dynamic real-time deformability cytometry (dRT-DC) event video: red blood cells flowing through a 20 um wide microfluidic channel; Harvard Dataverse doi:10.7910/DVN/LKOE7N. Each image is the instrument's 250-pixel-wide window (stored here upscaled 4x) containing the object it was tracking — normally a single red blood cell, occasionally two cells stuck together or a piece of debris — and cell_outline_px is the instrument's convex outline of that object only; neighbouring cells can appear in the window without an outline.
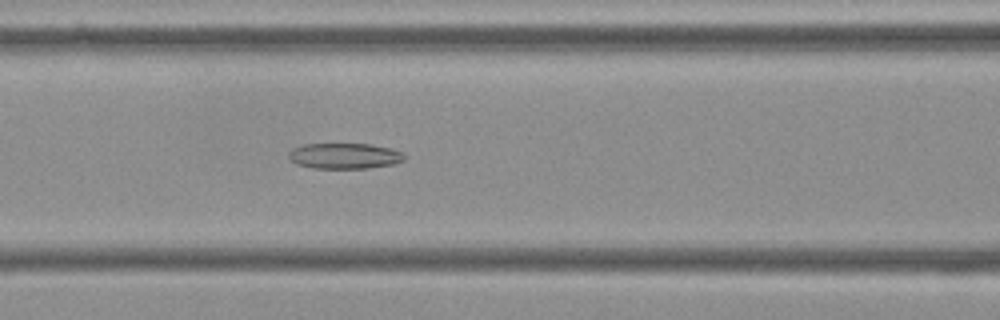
{"species": "Egyptian fruit bat (a non-hibernating species)", "species_latin": "Rousettus aegyptiacus", "temperature_condition": "cold", "stored_images_in_passage": 41, "camera_frame_rate_fps": 3000, "um_per_image_px": 0.085, "frame": {"image": 1, "passage_image": 9, "time_ms": 2.667, "image_size_px": [1000, 320], "cell_outline_px": [[408, 156], [404, 160], [392, 164], [368, 168], [312, 168], [296, 164], [288, 156], [288, 152], [292, 148], [304, 144], [372, 144], [392, 148], [404, 152]], "centroid_in_image_um": [29.32, 13.24], "position_along_channel_um": 137.3, "area_um2": 17.51}}
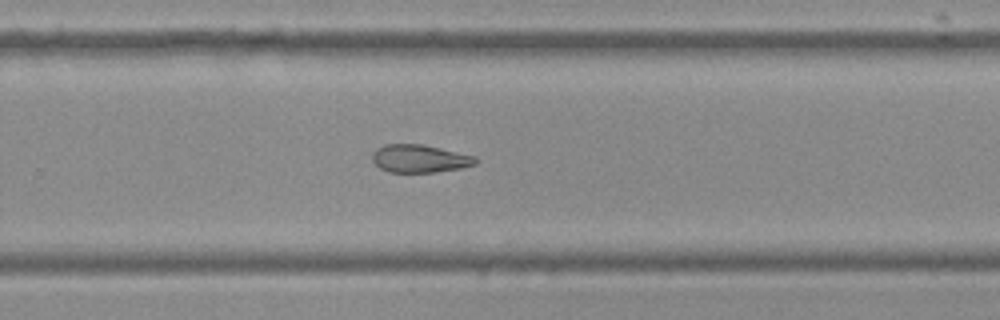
{"frame": {"image": 2, "passage_image": 22, "time_ms": 7.0, "image_size_px": [1000, 320], "cell_outline_px": [[480, 160], [476, 164], [460, 168], [436, 172], [388, 172], [380, 168], [372, 160], [372, 152], [376, 148], [384, 144], [420, 144], [476, 156]], "centroid_in_image_um": [35.66, 13.48], "position_along_channel_um": 294.1, "area_um2": 16.82}}
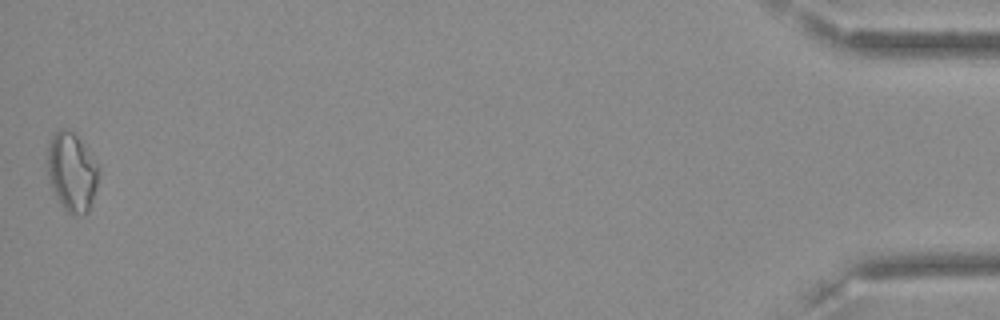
{"frame": {"image": 3, "passage_image": 41, "time_ms": 13.333, "image_size_px": [1000, 320], "cell_outline_px": [[100, 168], [96, 184], [88, 212], [84, 216], [72, 216], [64, 208], [56, 196], [52, 188], [48, 172], [48, 144], [52, 136], [60, 128], [68, 128], [76, 136]], "centroid_in_image_um": [6.1, 14.64], "position_along_channel_um": 429.1, "area_um2": 23.06}, "authors_computed_cell_mechanics": {"area_um2": 17.7446, "velocity_mm_per_s": 3.6269, "shape_relaxation_time_tau1_ms": null, "shape_relaxation_time_tau2_ms": 7.7659, "deformation_change_tau1": null, "deformation_change_tau2": 0.1663}}